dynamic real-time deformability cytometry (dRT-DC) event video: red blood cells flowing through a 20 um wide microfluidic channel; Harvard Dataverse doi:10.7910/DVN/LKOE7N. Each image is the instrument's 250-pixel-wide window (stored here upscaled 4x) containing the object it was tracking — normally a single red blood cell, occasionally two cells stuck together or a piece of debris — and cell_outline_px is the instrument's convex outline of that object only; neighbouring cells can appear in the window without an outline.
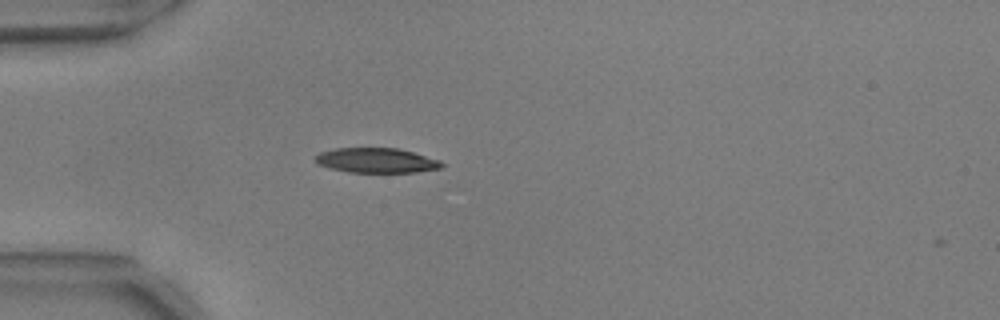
{"species": "common noctule bat (a hibernating species)", "species_latin": "Nyctalus noctula", "temperature_condition": "warm", "stored_images_in_passage": 3, "camera_frame_rate_fps": 3000, "um_per_image_px": 0.085, "animal": {"sex": "male", "body_mass_g": 17.9, "forearm_length_mm": 54.2}, "frame": {"image": 1, "passage_image": 1, "time_ms": 0.0, "image_size_px": [1000, 320], "cell_outline_px": [[444, 168], [416, 172], [348, 172], [328, 168], [316, 164], [316, 156], [320, 152], [336, 148], [400, 148], [440, 160], [444, 164]], "centroid_in_image_um": [32.02, 13.64], "position_along_channel_um": 53.0, "area_um2": 18.44}}